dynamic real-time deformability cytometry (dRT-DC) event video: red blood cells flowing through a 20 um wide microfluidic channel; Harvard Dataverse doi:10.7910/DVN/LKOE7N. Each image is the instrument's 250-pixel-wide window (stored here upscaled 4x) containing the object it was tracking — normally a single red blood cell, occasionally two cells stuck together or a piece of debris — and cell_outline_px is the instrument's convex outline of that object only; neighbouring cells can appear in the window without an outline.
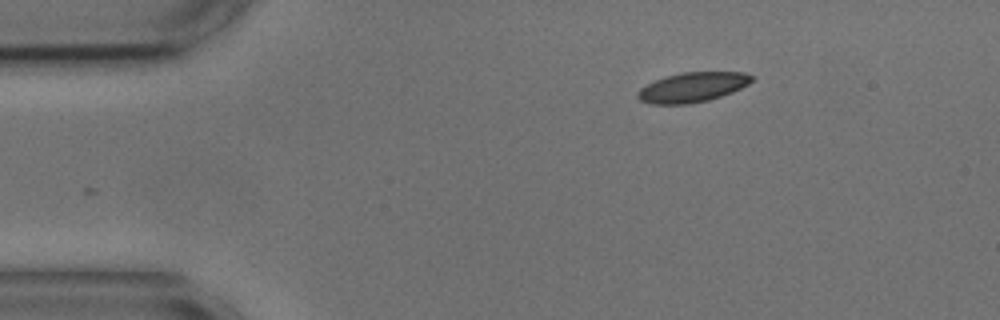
{"species": "common noctule bat (a hibernating species)", "species_latin": "Nyctalus noctula", "temperature_condition": "cold", "stored_images_in_passage": 35, "camera_frame_rate_fps": 3000, "um_per_image_px": 0.085, "animal": {"sex": "male", "body_mass_g": 17.9, "forearm_length_mm": 54.2}, "frame": {"image": 1, "passage_image": 1, "time_ms": 0.0, "image_size_px": [1000, 320], "cell_outline_px": [[752, 80], [748, 84], [732, 92], [708, 100], [688, 104], [652, 104], [640, 100], [636, 96], [636, 92], [640, 88], [664, 76], [680, 72], [744, 72], [752, 76]], "centroid_in_image_um": [58.82, 7.41], "position_along_channel_um": 26.2, "area_um2": 19.71}}
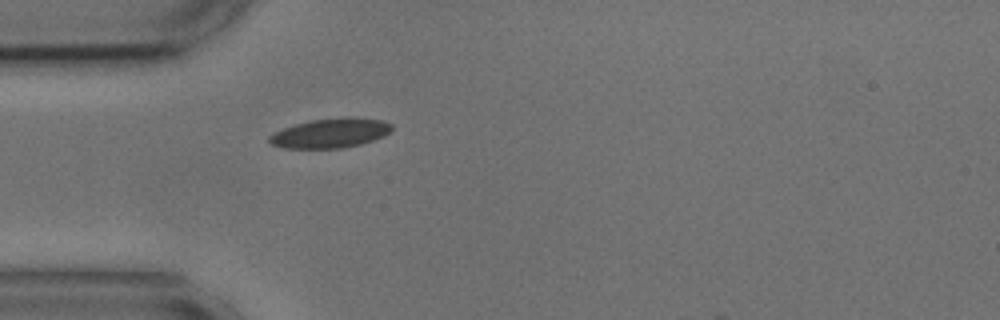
{"frame": {"image": 2, "passage_image": 8, "time_ms": 2.333, "image_size_px": [1000, 320], "cell_outline_px": [[392, 128], [384, 136], [360, 144], [340, 148], [284, 148], [272, 144], [268, 140], [268, 136], [284, 128], [296, 124], [312, 120], [348, 116], [352, 116], [380, 120], [392, 124]], "centroid_in_image_um": [28.09, 11.3], "position_along_channel_um": 56.9, "area_um2": 20.87}}